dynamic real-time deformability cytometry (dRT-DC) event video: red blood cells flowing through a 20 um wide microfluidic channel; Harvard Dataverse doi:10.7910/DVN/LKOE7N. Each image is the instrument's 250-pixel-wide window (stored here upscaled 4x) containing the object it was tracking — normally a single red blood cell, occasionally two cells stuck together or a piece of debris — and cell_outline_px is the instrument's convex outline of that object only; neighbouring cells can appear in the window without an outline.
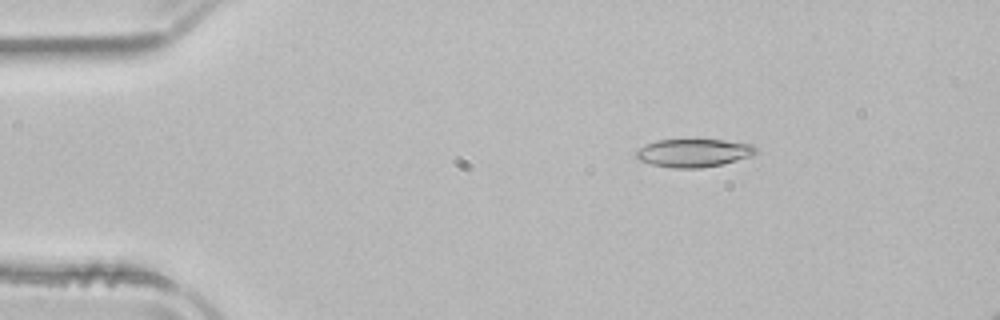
{"species": "common noctule bat (a hibernating species)", "species_latin": "Nyctalus noctula", "temperature_condition": "room temperature", "stored_images_in_passage": 4, "camera_frame_rate_fps": 3000, "um_per_image_px": 0.085, "animal": {"sex": "male", "body_mass_g": 21.5, "forearm_length_mm": 52.0}, "frame": {"image": 1, "passage_image": 1, "time_ms": 0.0, "image_size_px": [1000, 320], "cell_outline_px": [[756, 152], [752, 156], [720, 164], [700, 168], [672, 168], [652, 164], [640, 160], [632, 152], [644, 144], [656, 140], [724, 140], [752, 144], [756, 148]], "centroid_in_image_um": [58.91, 12.99], "position_along_channel_um": 26.1, "area_um2": 19.59}}